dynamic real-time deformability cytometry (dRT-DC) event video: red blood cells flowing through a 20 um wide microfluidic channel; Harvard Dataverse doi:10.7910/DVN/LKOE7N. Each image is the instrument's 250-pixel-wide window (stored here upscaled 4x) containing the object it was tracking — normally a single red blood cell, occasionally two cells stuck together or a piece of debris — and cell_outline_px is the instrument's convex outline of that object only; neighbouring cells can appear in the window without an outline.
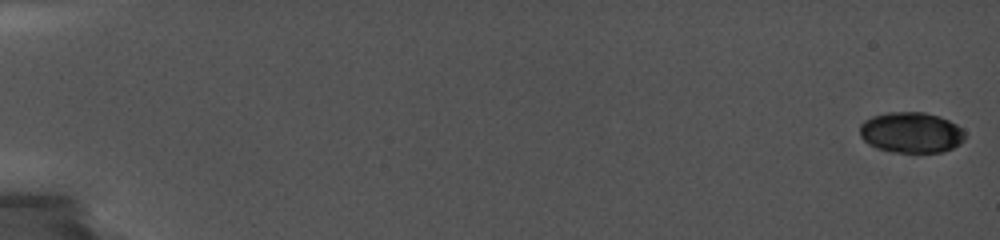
{"species": "common noctule bat (a hibernating species)", "species_latin": "Nyctalus noctula", "temperature_condition": "cold", "stored_images_in_passage": 7, "camera_frame_rate_fps": 5000, "um_per_image_px": 0.085, "animal": {"sex": "female", "body_mass_g": 19.0, "forearm_length_mm": 56.7}, "frame": {"image": 1, "passage_image": 1, "time_ms": 0.0, "image_size_px": [1000, 240], "cell_outline_px": [[964, 140], [960, 144], [944, 152], [892, 152], [876, 148], [868, 144], [860, 136], [860, 124], [864, 120], [872, 116], [888, 112], [924, 112], [940, 116], [956, 124], [964, 132]], "centroid_in_image_um": [77.43, 11.26], "position_along_channel_um": 7.6, "area_um2": 25.09}}
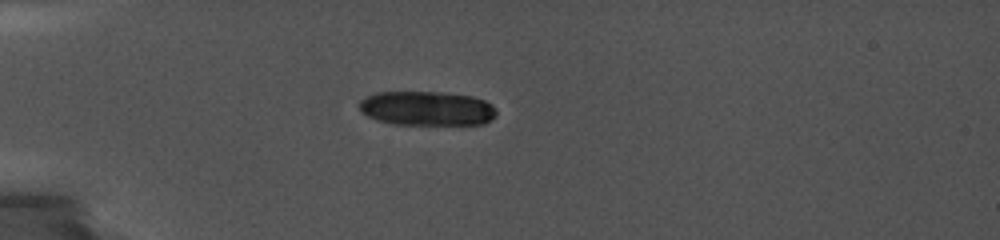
{"frame": {"image": 2, "passage_image": 6, "time_ms": 5.6, "image_size_px": [1000, 240], "cell_outline_px": [[496, 116], [484, 124], [392, 124], [376, 120], [360, 112], [360, 100], [376, 92], [440, 92], [472, 96], [484, 100], [492, 104], [496, 108]], "centroid_in_image_um": [36.29, 9.21], "position_along_channel_um": 48.7, "area_um2": 27.51}}